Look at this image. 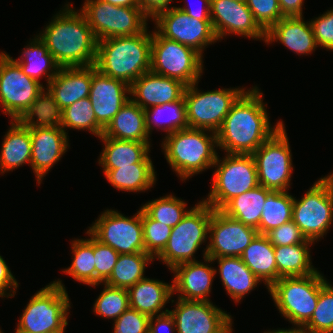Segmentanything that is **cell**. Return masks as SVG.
Returning <instances> with one entry per match:
<instances>
[{
    "instance_id": "45",
    "label": "cell",
    "mask_w": 333,
    "mask_h": 333,
    "mask_svg": "<svg viewBox=\"0 0 333 333\" xmlns=\"http://www.w3.org/2000/svg\"><path fill=\"white\" fill-rule=\"evenodd\" d=\"M142 225L145 253L155 259L166 247L172 227L152 219L143 209Z\"/></svg>"
},
{
    "instance_id": "9",
    "label": "cell",
    "mask_w": 333,
    "mask_h": 333,
    "mask_svg": "<svg viewBox=\"0 0 333 333\" xmlns=\"http://www.w3.org/2000/svg\"><path fill=\"white\" fill-rule=\"evenodd\" d=\"M292 221L307 240L326 236L333 226V172L315 181L300 200L294 197Z\"/></svg>"
},
{
    "instance_id": "41",
    "label": "cell",
    "mask_w": 333,
    "mask_h": 333,
    "mask_svg": "<svg viewBox=\"0 0 333 333\" xmlns=\"http://www.w3.org/2000/svg\"><path fill=\"white\" fill-rule=\"evenodd\" d=\"M62 111L61 128L65 132L70 128L78 131L88 130V132L98 138L103 135L104 128L96 120L93 105L89 97L74 102Z\"/></svg>"
},
{
    "instance_id": "11",
    "label": "cell",
    "mask_w": 333,
    "mask_h": 333,
    "mask_svg": "<svg viewBox=\"0 0 333 333\" xmlns=\"http://www.w3.org/2000/svg\"><path fill=\"white\" fill-rule=\"evenodd\" d=\"M97 40L143 33L150 19L140 7H119L103 0H85L79 9Z\"/></svg>"
},
{
    "instance_id": "20",
    "label": "cell",
    "mask_w": 333,
    "mask_h": 333,
    "mask_svg": "<svg viewBox=\"0 0 333 333\" xmlns=\"http://www.w3.org/2000/svg\"><path fill=\"white\" fill-rule=\"evenodd\" d=\"M32 150L30 167L38 185L67 152L69 145L68 131L61 127L29 128Z\"/></svg>"
},
{
    "instance_id": "46",
    "label": "cell",
    "mask_w": 333,
    "mask_h": 333,
    "mask_svg": "<svg viewBox=\"0 0 333 333\" xmlns=\"http://www.w3.org/2000/svg\"><path fill=\"white\" fill-rule=\"evenodd\" d=\"M93 253L95 256V285L92 287H96L109 279L120 254L112 247L100 243L94 237Z\"/></svg>"
},
{
    "instance_id": "54",
    "label": "cell",
    "mask_w": 333,
    "mask_h": 333,
    "mask_svg": "<svg viewBox=\"0 0 333 333\" xmlns=\"http://www.w3.org/2000/svg\"><path fill=\"white\" fill-rule=\"evenodd\" d=\"M174 0H138L141 10L152 20L158 13L170 9Z\"/></svg>"
},
{
    "instance_id": "15",
    "label": "cell",
    "mask_w": 333,
    "mask_h": 333,
    "mask_svg": "<svg viewBox=\"0 0 333 333\" xmlns=\"http://www.w3.org/2000/svg\"><path fill=\"white\" fill-rule=\"evenodd\" d=\"M44 85L25 75L5 51L0 52V107L11 120H17L44 90Z\"/></svg>"
},
{
    "instance_id": "8",
    "label": "cell",
    "mask_w": 333,
    "mask_h": 333,
    "mask_svg": "<svg viewBox=\"0 0 333 333\" xmlns=\"http://www.w3.org/2000/svg\"><path fill=\"white\" fill-rule=\"evenodd\" d=\"M213 213L203 200L198 201L183 219L174 227L164 250L155 258L169 270L184 262L198 261L197 250L203 243H208L209 223Z\"/></svg>"
},
{
    "instance_id": "31",
    "label": "cell",
    "mask_w": 333,
    "mask_h": 333,
    "mask_svg": "<svg viewBox=\"0 0 333 333\" xmlns=\"http://www.w3.org/2000/svg\"><path fill=\"white\" fill-rule=\"evenodd\" d=\"M24 47L19 58L14 59L21 67L23 73L38 82L46 80V86L56 76L59 66L49 53L45 43L36 34Z\"/></svg>"
},
{
    "instance_id": "39",
    "label": "cell",
    "mask_w": 333,
    "mask_h": 333,
    "mask_svg": "<svg viewBox=\"0 0 333 333\" xmlns=\"http://www.w3.org/2000/svg\"><path fill=\"white\" fill-rule=\"evenodd\" d=\"M88 238L72 239V263L62 272L75 281L91 287L95 285V256L93 253V236L87 231Z\"/></svg>"
},
{
    "instance_id": "34",
    "label": "cell",
    "mask_w": 333,
    "mask_h": 333,
    "mask_svg": "<svg viewBox=\"0 0 333 333\" xmlns=\"http://www.w3.org/2000/svg\"><path fill=\"white\" fill-rule=\"evenodd\" d=\"M272 191L258 185L256 188L233 197L220 210L243 224L258 230L263 206Z\"/></svg>"
},
{
    "instance_id": "2",
    "label": "cell",
    "mask_w": 333,
    "mask_h": 333,
    "mask_svg": "<svg viewBox=\"0 0 333 333\" xmlns=\"http://www.w3.org/2000/svg\"><path fill=\"white\" fill-rule=\"evenodd\" d=\"M37 35L60 68L95 64L98 40L80 10L67 2Z\"/></svg>"
},
{
    "instance_id": "4",
    "label": "cell",
    "mask_w": 333,
    "mask_h": 333,
    "mask_svg": "<svg viewBox=\"0 0 333 333\" xmlns=\"http://www.w3.org/2000/svg\"><path fill=\"white\" fill-rule=\"evenodd\" d=\"M167 163L181 181L213 169L217 155V134L204 129L185 128L163 138Z\"/></svg>"
},
{
    "instance_id": "29",
    "label": "cell",
    "mask_w": 333,
    "mask_h": 333,
    "mask_svg": "<svg viewBox=\"0 0 333 333\" xmlns=\"http://www.w3.org/2000/svg\"><path fill=\"white\" fill-rule=\"evenodd\" d=\"M0 151V173L18 169L24 164L31 163L30 129L21 125L17 120H10V127L2 139Z\"/></svg>"
},
{
    "instance_id": "25",
    "label": "cell",
    "mask_w": 333,
    "mask_h": 333,
    "mask_svg": "<svg viewBox=\"0 0 333 333\" xmlns=\"http://www.w3.org/2000/svg\"><path fill=\"white\" fill-rule=\"evenodd\" d=\"M93 65L59 68L56 76L45 86L63 110L80 99L89 97Z\"/></svg>"
},
{
    "instance_id": "7",
    "label": "cell",
    "mask_w": 333,
    "mask_h": 333,
    "mask_svg": "<svg viewBox=\"0 0 333 333\" xmlns=\"http://www.w3.org/2000/svg\"><path fill=\"white\" fill-rule=\"evenodd\" d=\"M211 189L202 200L214 210H220L233 197L256 188L258 175L252 154L217 155Z\"/></svg>"
},
{
    "instance_id": "42",
    "label": "cell",
    "mask_w": 333,
    "mask_h": 333,
    "mask_svg": "<svg viewBox=\"0 0 333 333\" xmlns=\"http://www.w3.org/2000/svg\"><path fill=\"white\" fill-rule=\"evenodd\" d=\"M187 202L172 194L146 202L141 208L154 220L166 226H176L191 209Z\"/></svg>"
},
{
    "instance_id": "35",
    "label": "cell",
    "mask_w": 333,
    "mask_h": 333,
    "mask_svg": "<svg viewBox=\"0 0 333 333\" xmlns=\"http://www.w3.org/2000/svg\"><path fill=\"white\" fill-rule=\"evenodd\" d=\"M146 129L149 136L154 129L165 131V136L189 128L184 96L174 102L152 106L144 110Z\"/></svg>"
},
{
    "instance_id": "17",
    "label": "cell",
    "mask_w": 333,
    "mask_h": 333,
    "mask_svg": "<svg viewBox=\"0 0 333 333\" xmlns=\"http://www.w3.org/2000/svg\"><path fill=\"white\" fill-rule=\"evenodd\" d=\"M176 333H232L233 317L211 301L174 299Z\"/></svg>"
},
{
    "instance_id": "6",
    "label": "cell",
    "mask_w": 333,
    "mask_h": 333,
    "mask_svg": "<svg viewBox=\"0 0 333 333\" xmlns=\"http://www.w3.org/2000/svg\"><path fill=\"white\" fill-rule=\"evenodd\" d=\"M327 282L317 270L307 276L280 278L268 288V292L281 316L294 327H303L310 320L320 289Z\"/></svg>"
},
{
    "instance_id": "50",
    "label": "cell",
    "mask_w": 333,
    "mask_h": 333,
    "mask_svg": "<svg viewBox=\"0 0 333 333\" xmlns=\"http://www.w3.org/2000/svg\"><path fill=\"white\" fill-rule=\"evenodd\" d=\"M318 47L333 51V8L310 20Z\"/></svg>"
},
{
    "instance_id": "13",
    "label": "cell",
    "mask_w": 333,
    "mask_h": 333,
    "mask_svg": "<svg viewBox=\"0 0 333 333\" xmlns=\"http://www.w3.org/2000/svg\"><path fill=\"white\" fill-rule=\"evenodd\" d=\"M286 126L277 130L253 154L259 185L271 191H289L294 171Z\"/></svg>"
},
{
    "instance_id": "48",
    "label": "cell",
    "mask_w": 333,
    "mask_h": 333,
    "mask_svg": "<svg viewBox=\"0 0 333 333\" xmlns=\"http://www.w3.org/2000/svg\"><path fill=\"white\" fill-rule=\"evenodd\" d=\"M266 237L273 246H289L293 244H316L307 240L299 227L291 220L267 232Z\"/></svg>"
},
{
    "instance_id": "51",
    "label": "cell",
    "mask_w": 333,
    "mask_h": 333,
    "mask_svg": "<svg viewBox=\"0 0 333 333\" xmlns=\"http://www.w3.org/2000/svg\"><path fill=\"white\" fill-rule=\"evenodd\" d=\"M19 282L11 272L4 258L0 255V297L9 298L16 295Z\"/></svg>"
},
{
    "instance_id": "18",
    "label": "cell",
    "mask_w": 333,
    "mask_h": 333,
    "mask_svg": "<svg viewBox=\"0 0 333 333\" xmlns=\"http://www.w3.org/2000/svg\"><path fill=\"white\" fill-rule=\"evenodd\" d=\"M257 234V229L227 216L221 210L213 209L203 259L240 257Z\"/></svg>"
},
{
    "instance_id": "27",
    "label": "cell",
    "mask_w": 333,
    "mask_h": 333,
    "mask_svg": "<svg viewBox=\"0 0 333 333\" xmlns=\"http://www.w3.org/2000/svg\"><path fill=\"white\" fill-rule=\"evenodd\" d=\"M217 262L215 273H219L220 280L226 293L240 303L245 295L256 289L259 283H263L250 269L244 264L241 257H219L211 258ZM218 270V271H217Z\"/></svg>"
},
{
    "instance_id": "32",
    "label": "cell",
    "mask_w": 333,
    "mask_h": 333,
    "mask_svg": "<svg viewBox=\"0 0 333 333\" xmlns=\"http://www.w3.org/2000/svg\"><path fill=\"white\" fill-rule=\"evenodd\" d=\"M107 181L119 191L146 192L157 181V172L153 162H139L112 170H103Z\"/></svg>"
},
{
    "instance_id": "53",
    "label": "cell",
    "mask_w": 333,
    "mask_h": 333,
    "mask_svg": "<svg viewBox=\"0 0 333 333\" xmlns=\"http://www.w3.org/2000/svg\"><path fill=\"white\" fill-rule=\"evenodd\" d=\"M198 1V0H197ZM200 3H198L199 7L197 5L193 6V3H185L184 1V6L181 5V7H176L180 10H182L183 12H185L188 16L198 19V20H211L210 17V0H199L198 1ZM194 7H198L195 8Z\"/></svg>"
},
{
    "instance_id": "33",
    "label": "cell",
    "mask_w": 333,
    "mask_h": 333,
    "mask_svg": "<svg viewBox=\"0 0 333 333\" xmlns=\"http://www.w3.org/2000/svg\"><path fill=\"white\" fill-rule=\"evenodd\" d=\"M240 257L267 289L277 281L274 246L265 234L258 233Z\"/></svg>"
},
{
    "instance_id": "12",
    "label": "cell",
    "mask_w": 333,
    "mask_h": 333,
    "mask_svg": "<svg viewBox=\"0 0 333 333\" xmlns=\"http://www.w3.org/2000/svg\"><path fill=\"white\" fill-rule=\"evenodd\" d=\"M198 83L188 85L184 92L189 128L217 133L233 104L247 88H218L201 91Z\"/></svg>"
},
{
    "instance_id": "55",
    "label": "cell",
    "mask_w": 333,
    "mask_h": 333,
    "mask_svg": "<svg viewBox=\"0 0 333 333\" xmlns=\"http://www.w3.org/2000/svg\"><path fill=\"white\" fill-rule=\"evenodd\" d=\"M284 17L303 16L304 0H278Z\"/></svg>"
},
{
    "instance_id": "23",
    "label": "cell",
    "mask_w": 333,
    "mask_h": 333,
    "mask_svg": "<svg viewBox=\"0 0 333 333\" xmlns=\"http://www.w3.org/2000/svg\"><path fill=\"white\" fill-rule=\"evenodd\" d=\"M186 87L180 80L149 71L130 85V99L145 110L181 99Z\"/></svg>"
},
{
    "instance_id": "14",
    "label": "cell",
    "mask_w": 333,
    "mask_h": 333,
    "mask_svg": "<svg viewBox=\"0 0 333 333\" xmlns=\"http://www.w3.org/2000/svg\"><path fill=\"white\" fill-rule=\"evenodd\" d=\"M88 228L96 240L119 254L145 253L141 207L132 217L106 209Z\"/></svg>"
},
{
    "instance_id": "28",
    "label": "cell",
    "mask_w": 333,
    "mask_h": 333,
    "mask_svg": "<svg viewBox=\"0 0 333 333\" xmlns=\"http://www.w3.org/2000/svg\"><path fill=\"white\" fill-rule=\"evenodd\" d=\"M103 142V150L98 158L102 170H112L139 162H152L150 154L151 143L119 140L115 138L99 137Z\"/></svg>"
},
{
    "instance_id": "56",
    "label": "cell",
    "mask_w": 333,
    "mask_h": 333,
    "mask_svg": "<svg viewBox=\"0 0 333 333\" xmlns=\"http://www.w3.org/2000/svg\"><path fill=\"white\" fill-rule=\"evenodd\" d=\"M119 7H139L138 0H103Z\"/></svg>"
},
{
    "instance_id": "22",
    "label": "cell",
    "mask_w": 333,
    "mask_h": 333,
    "mask_svg": "<svg viewBox=\"0 0 333 333\" xmlns=\"http://www.w3.org/2000/svg\"><path fill=\"white\" fill-rule=\"evenodd\" d=\"M204 262H184L171 269L173 295L178 293L177 298L184 300L211 301L209 295L216 273L211 258L205 257Z\"/></svg>"
},
{
    "instance_id": "5",
    "label": "cell",
    "mask_w": 333,
    "mask_h": 333,
    "mask_svg": "<svg viewBox=\"0 0 333 333\" xmlns=\"http://www.w3.org/2000/svg\"><path fill=\"white\" fill-rule=\"evenodd\" d=\"M62 280L52 281L29 299L15 333H64L71 302Z\"/></svg>"
},
{
    "instance_id": "37",
    "label": "cell",
    "mask_w": 333,
    "mask_h": 333,
    "mask_svg": "<svg viewBox=\"0 0 333 333\" xmlns=\"http://www.w3.org/2000/svg\"><path fill=\"white\" fill-rule=\"evenodd\" d=\"M62 115L53 95L44 88L17 121L27 128L61 127Z\"/></svg>"
},
{
    "instance_id": "52",
    "label": "cell",
    "mask_w": 333,
    "mask_h": 333,
    "mask_svg": "<svg viewBox=\"0 0 333 333\" xmlns=\"http://www.w3.org/2000/svg\"><path fill=\"white\" fill-rule=\"evenodd\" d=\"M175 332H176V324L174 317L170 314V312L150 317L148 333H175Z\"/></svg>"
},
{
    "instance_id": "16",
    "label": "cell",
    "mask_w": 333,
    "mask_h": 333,
    "mask_svg": "<svg viewBox=\"0 0 333 333\" xmlns=\"http://www.w3.org/2000/svg\"><path fill=\"white\" fill-rule=\"evenodd\" d=\"M151 21L161 36L194 49L203 58L204 50L218 41L211 20L192 18L176 6L158 13Z\"/></svg>"
},
{
    "instance_id": "26",
    "label": "cell",
    "mask_w": 333,
    "mask_h": 333,
    "mask_svg": "<svg viewBox=\"0 0 333 333\" xmlns=\"http://www.w3.org/2000/svg\"><path fill=\"white\" fill-rule=\"evenodd\" d=\"M129 308L139 311L149 317L169 312L163 309L173 297L172 282L166 283L147 276L128 289Z\"/></svg>"
},
{
    "instance_id": "24",
    "label": "cell",
    "mask_w": 333,
    "mask_h": 333,
    "mask_svg": "<svg viewBox=\"0 0 333 333\" xmlns=\"http://www.w3.org/2000/svg\"><path fill=\"white\" fill-rule=\"evenodd\" d=\"M304 20V16L281 18L266 32L265 43L279 41L298 56L311 55L318 45L310 21Z\"/></svg>"
},
{
    "instance_id": "44",
    "label": "cell",
    "mask_w": 333,
    "mask_h": 333,
    "mask_svg": "<svg viewBox=\"0 0 333 333\" xmlns=\"http://www.w3.org/2000/svg\"><path fill=\"white\" fill-rule=\"evenodd\" d=\"M320 289L318 303L310 320L303 326L309 333H333V285Z\"/></svg>"
},
{
    "instance_id": "43",
    "label": "cell",
    "mask_w": 333,
    "mask_h": 333,
    "mask_svg": "<svg viewBox=\"0 0 333 333\" xmlns=\"http://www.w3.org/2000/svg\"><path fill=\"white\" fill-rule=\"evenodd\" d=\"M103 290L93 304L94 314L115 321L129 308L128 289L116 288L102 283Z\"/></svg>"
},
{
    "instance_id": "19",
    "label": "cell",
    "mask_w": 333,
    "mask_h": 333,
    "mask_svg": "<svg viewBox=\"0 0 333 333\" xmlns=\"http://www.w3.org/2000/svg\"><path fill=\"white\" fill-rule=\"evenodd\" d=\"M210 17L218 42L233 34L265 42L266 32L255 21L245 2L210 0Z\"/></svg>"
},
{
    "instance_id": "49",
    "label": "cell",
    "mask_w": 333,
    "mask_h": 333,
    "mask_svg": "<svg viewBox=\"0 0 333 333\" xmlns=\"http://www.w3.org/2000/svg\"><path fill=\"white\" fill-rule=\"evenodd\" d=\"M148 315L128 308L115 321L112 333H148Z\"/></svg>"
},
{
    "instance_id": "38",
    "label": "cell",
    "mask_w": 333,
    "mask_h": 333,
    "mask_svg": "<svg viewBox=\"0 0 333 333\" xmlns=\"http://www.w3.org/2000/svg\"><path fill=\"white\" fill-rule=\"evenodd\" d=\"M155 259L148 253L120 254L106 285L129 289L145 278V269Z\"/></svg>"
},
{
    "instance_id": "57",
    "label": "cell",
    "mask_w": 333,
    "mask_h": 333,
    "mask_svg": "<svg viewBox=\"0 0 333 333\" xmlns=\"http://www.w3.org/2000/svg\"><path fill=\"white\" fill-rule=\"evenodd\" d=\"M264 333H309L308 331H306L304 329V327H298V326H292L291 328H277V330L273 329V330H267V331H264Z\"/></svg>"
},
{
    "instance_id": "21",
    "label": "cell",
    "mask_w": 333,
    "mask_h": 333,
    "mask_svg": "<svg viewBox=\"0 0 333 333\" xmlns=\"http://www.w3.org/2000/svg\"><path fill=\"white\" fill-rule=\"evenodd\" d=\"M89 99L97 122L105 129L130 100V86L122 80L100 73L93 65Z\"/></svg>"
},
{
    "instance_id": "10",
    "label": "cell",
    "mask_w": 333,
    "mask_h": 333,
    "mask_svg": "<svg viewBox=\"0 0 333 333\" xmlns=\"http://www.w3.org/2000/svg\"><path fill=\"white\" fill-rule=\"evenodd\" d=\"M203 57L194 49L152 31L150 71L191 85L199 82L204 70Z\"/></svg>"
},
{
    "instance_id": "3",
    "label": "cell",
    "mask_w": 333,
    "mask_h": 333,
    "mask_svg": "<svg viewBox=\"0 0 333 333\" xmlns=\"http://www.w3.org/2000/svg\"><path fill=\"white\" fill-rule=\"evenodd\" d=\"M152 31L105 38L98 41L95 67L111 78L129 86L151 67Z\"/></svg>"
},
{
    "instance_id": "30",
    "label": "cell",
    "mask_w": 333,
    "mask_h": 333,
    "mask_svg": "<svg viewBox=\"0 0 333 333\" xmlns=\"http://www.w3.org/2000/svg\"><path fill=\"white\" fill-rule=\"evenodd\" d=\"M105 137L151 143L146 129L144 110L131 99L119 110L104 129Z\"/></svg>"
},
{
    "instance_id": "47",
    "label": "cell",
    "mask_w": 333,
    "mask_h": 333,
    "mask_svg": "<svg viewBox=\"0 0 333 333\" xmlns=\"http://www.w3.org/2000/svg\"><path fill=\"white\" fill-rule=\"evenodd\" d=\"M245 3L265 32L284 17L278 0H246Z\"/></svg>"
},
{
    "instance_id": "40",
    "label": "cell",
    "mask_w": 333,
    "mask_h": 333,
    "mask_svg": "<svg viewBox=\"0 0 333 333\" xmlns=\"http://www.w3.org/2000/svg\"><path fill=\"white\" fill-rule=\"evenodd\" d=\"M294 196L288 191H272L265 201L261 214L259 234L292 220Z\"/></svg>"
},
{
    "instance_id": "1",
    "label": "cell",
    "mask_w": 333,
    "mask_h": 333,
    "mask_svg": "<svg viewBox=\"0 0 333 333\" xmlns=\"http://www.w3.org/2000/svg\"><path fill=\"white\" fill-rule=\"evenodd\" d=\"M261 89H247L233 104L217 134V146L226 154H253L284 122L272 125Z\"/></svg>"
},
{
    "instance_id": "36",
    "label": "cell",
    "mask_w": 333,
    "mask_h": 333,
    "mask_svg": "<svg viewBox=\"0 0 333 333\" xmlns=\"http://www.w3.org/2000/svg\"><path fill=\"white\" fill-rule=\"evenodd\" d=\"M310 246L313 244H293L274 246L277 265V280L283 277H301L315 273L311 260Z\"/></svg>"
}]
</instances>
